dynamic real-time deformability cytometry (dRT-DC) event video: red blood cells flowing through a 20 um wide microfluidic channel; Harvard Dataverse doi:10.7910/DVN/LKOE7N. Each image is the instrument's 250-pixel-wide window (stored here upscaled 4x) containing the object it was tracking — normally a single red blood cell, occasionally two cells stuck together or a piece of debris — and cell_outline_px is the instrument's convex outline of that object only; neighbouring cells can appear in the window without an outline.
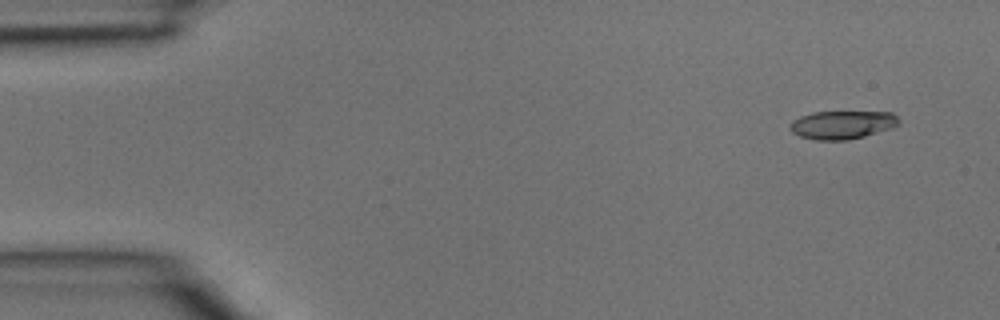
{"species": "common noctule bat (a hibernating species)", "species_latin": "Nyctalus noctula", "temperature_condition": "room temperature", "stored_images_in_passage": 3, "camera_frame_rate_fps": 3000, "um_per_image_px": 0.085, "animal": {"sex": "male", "body_mass_g": 15.6}, "frame": {"image": 1, "passage_image": 1, "time_ms": 0.0, "image_size_px": [1000, 320], "cell_outline_px": [[900, 124], [892, 128], [864, 136], [848, 140], [816, 140], [800, 136], [792, 132], [788, 128], [788, 124], [792, 120], [800, 116], [812, 112], [892, 112], [900, 120]], "centroid_in_image_um": [71.57, 10.61], "position_along_channel_um": 13.4, "area_um2": 18.09}}